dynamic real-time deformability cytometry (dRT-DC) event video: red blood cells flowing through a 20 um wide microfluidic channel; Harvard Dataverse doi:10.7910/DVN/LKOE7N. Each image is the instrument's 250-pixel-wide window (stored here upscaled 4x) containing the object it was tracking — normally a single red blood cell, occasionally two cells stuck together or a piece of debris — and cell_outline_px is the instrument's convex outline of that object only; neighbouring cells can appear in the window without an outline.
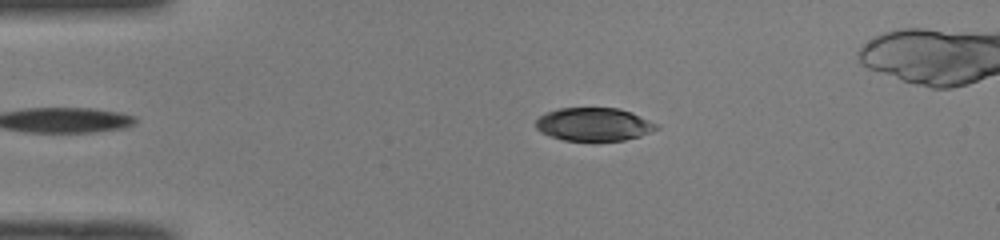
{"species": "common noctule bat (a hibernating species)", "species_latin": "Nyctalus noctula", "temperature_condition": "room temperature", "stored_images_in_passage": 41, "camera_frame_rate_fps": 3000, "um_per_image_px": 0.085, "animal": {"sex": "male", "body_mass_g": 19.0, "forearm_length_mm": 50.8}, "frame": {"image": 1, "passage_image": 4, "time_ms": 1.0, "image_size_px": [1000, 240], "cell_outline_px": [[660, 128], [640, 136], [624, 140], [564, 140], [548, 136], [540, 132], [536, 128], [536, 120], [540, 116], [556, 108], [620, 108], [632, 112], [660, 124]], "centroid_in_image_um": [50.5, 10.56], "position_along_channel_um": 34.5, "area_um2": 23.47}}
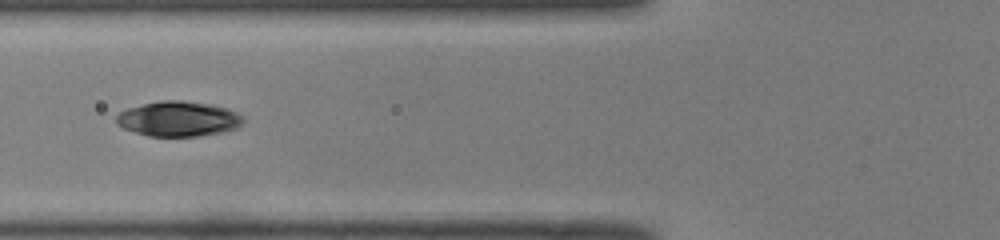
{"frame": {"image": 2, "passage_image": 13, "time_ms": 4.0, "image_size_px": [1000, 240], "cell_outline_px": [[244, 120], [236, 128], [224, 132], [200, 136], [148, 136], [124, 128], [116, 124], [116, 116], [120, 112], [128, 108], [160, 100], [180, 100], [208, 104], [228, 108], [244, 116]], "centroid_in_image_um": [15.18, 10.1], "position_along_channel_um": 110.6, "area_um2": 25.89}}
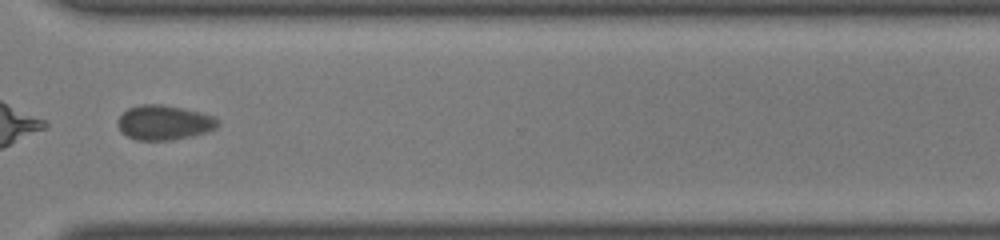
{"frame": {"image": 3, "passage_image": 32, "time_ms": 10.333, "image_size_px": [1000, 240], "cell_outline_px": [[220, 124], [216, 128], [208, 132], [192, 136], [172, 140], [136, 140], [120, 132], [116, 124], [116, 120], [128, 108], [140, 104], [160, 104], [200, 112], [212, 116], [220, 120]], "centroid_in_image_um": [13.93, 10.43], "position_along_channel_um": 356.7, "area_um2": 20.4}}